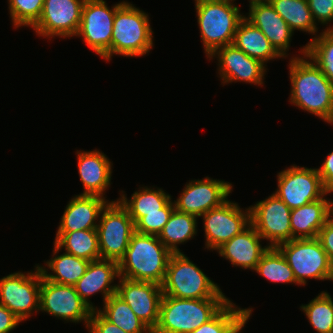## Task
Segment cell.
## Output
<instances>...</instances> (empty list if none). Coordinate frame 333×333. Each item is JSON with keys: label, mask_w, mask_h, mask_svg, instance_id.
<instances>
[{"label": "cell", "mask_w": 333, "mask_h": 333, "mask_svg": "<svg viewBox=\"0 0 333 333\" xmlns=\"http://www.w3.org/2000/svg\"><path fill=\"white\" fill-rule=\"evenodd\" d=\"M269 2L293 32L303 31L314 35V38L318 35L319 28L312 17L307 0H269Z\"/></svg>", "instance_id": "30"}, {"label": "cell", "mask_w": 333, "mask_h": 333, "mask_svg": "<svg viewBox=\"0 0 333 333\" xmlns=\"http://www.w3.org/2000/svg\"><path fill=\"white\" fill-rule=\"evenodd\" d=\"M203 220L205 249L216 250L224 242L241 233L250 224V208L241 209L239 204L225 201L221 206L200 216Z\"/></svg>", "instance_id": "14"}, {"label": "cell", "mask_w": 333, "mask_h": 333, "mask_svg": "<svg viewBox=\"0 0 333 333\" xmlns=\"http://www.w3.org/2000/svg\"><path fill=\"white\" fill-rule=\"evenodd\" d=\"M118 262L110 259H97L90 261L85 274L74 285L81 299L92 310L98 308L91 302L90 296L102 294L104 303L110 296L116 293L117 284L114 280L119 279Z\"/></svg>", "instance_id": "19"}, {"label": "cell", "mask_w": 333, "mask_h": 333, "mask_svg": "<svg viewBox=\"0 0 333 333\" xmlns=\"http://www.w3.org/2000/svg\"><path fill=\"white\" fill-rule=\"evenodd\" d=\"M246 309L230 300L211 320L190 333H223Z\"/></svg>", "instance_id": "36"}, {"label": "cell", "mask_w": 333, "mask_h": 333, "mask_svg": "<svg viewBox=\"0 0 333 333\" xmlns=\"http://www.w3.org/2000/svg\"><path fill=\"white\" fill-rule=\"evenodd\" d=\"M54 244L62 251L87 261L100 259L96 229L56 232Z\"/></svg>", "instance_id": "29"}, {"label": "cell", "mask_w": 333, "mask_h": 333, "mask_svg": "<svg viewBox=\"0 0 333 333\" xmlns=\"http://www.w3.org/2000/svg\"><path fill=\"white\" fill-rule=\"evenodd\" d=\"M250 222L268 246L292 240L291 209L274 193L250 205Z\"/></svg>", "instance_id": "12"}, {"label": "cell", "mask_w": 333, "mask_h": 333, "mask_svg": "<svg viewBox=\"0 0 333 333\" xmlns=\"http://www.w3.org/2000/svg\"><path fill=\"white\" fill-rule=\"evenodd\" d=\"M41 278L42 273L37 264L34 271H18L0 278V304L22 322L31 318L40 309Z\"/></svg>", "instance_id": "10"}, {"label": "cell", "mask_w": 333, "mask_h": 333, "mask_svg": "<svg viewBox=\"0 0 333 333\" xmlns=\"http://www.w3.org/2000/svg\"><path fill=\"white\" fill-rule=\"evenodd\" d=\"M65 322L85 323L87 328L92 309L81 299L74 286L41 278L40 309Z\"/></svg>", "instance_id": "13"}, {"label": "cell", "mask_w": 333, "mask_h": 333, "mask_svg": "<svg viewBox=\"0 0 333 333\" xmlns=\"http://www.w3.org/2000/svg\"><path fill=\"white\" fill-rule=\"evenodd\" d=\"M96 231L101 258L119 262L135 232V224L119 200H111L101 211Z\"/></svg>", "instance_id": "8"}, {"label": "cell", "mask_w": 333, "mask_h": 333, "mask_svg": "<svg viewBox=\"0 0 333 333\" xmlns=\"http://www.w3.org/2000/svg\"><path fill=\"white\" fill-rule=\"evenodd\" d=\"M218 60V74L222 85L232 82H245L258 86L264 85L265 72L268 70L260 60L248 56L233 44L218 48L211 56Z\"/></svg>", "instance_id": "17"}, {"label": "cell", "mask_w": 333, "mask_h": 333, "mask_svg": "<svg viewBox=\"0 0 333 333\" xmlns=\"http://www.w3.org/2000/svg\"><path fill=\"white\" fill-rule=\"evenodd\" d=\"M174 209V202L171 200L160 212L144 213L135 223V232L158 236Z\"/></svg>", "instance_id": "37"}, {"label": "cell", "mask_w": 333, "mask_h": 333, "mask_svg": "<svg viewBox=\"0 0 333 333\" xmlns=\"http://www.w3.org/2000/svg\"><path fill=\"white\" fill-rule=\"evenodd\" d=\"M293 270L299 286L308 279L333 281V264L318 238L292 239L276 246Z\"/></svg>", "instance_id": "7"}, {"label": "cell", "mask_w": 333, "mask_h": 333, "mask_svg": "<svg viewBox=\"0 0 333 333\" xmlns=\"http://www.w3.org/2000/svg\"><path fill=\"white\" fill-rule=\"evenodd\" d=\"M323 198L291 210L292 239L317 238L320 229L333 215V201Z\"/></svg>", "instance_id": "24"}, {"label": "cell", "mask_w": 333, "mask_h": 333, "mask_svg": "<svg viewBox=\"0 0 333 333\" xmlns=\"http://www.w3.org/2000/svg\"><path fill=\"white\" fill-rule=\"evenodd\" d=\"M227 297L180 299L163 295L157 326L152 333H190L211 320L228 302Z\"/></svg>", "instance_id": "3"}, {"label": "cell", "mask_w": 333, "mask_h": 333, "mask_svg": "<svg viewBox=\"0 0 333 333\" xmlns=\"http://www.w3.org/2000/svg\"><path fill=\"white\" fill-rule=\"evenodd\" d=\"M317 238L321 242V245L328 255L329 260L333 264V215L320 229Z\"/></svg>", "instance_id": "40"}, {"label": "cell", "mask_w": 333, "mask_h": 333, "mask_svg": "<svg viewBox=\"0 0 333 333\" xmlns=\"http://www.w3.org/2000/svg\"><path fill=\"white\" fill-rule=\"evenodd\" d=\"M161 288L163 295L180 299L226 297L220 286L183 252L171 255Z\"/></svg>", "instance_id": "6"}, {"label": "cell", "mask_w": 333, "mask_h": 333, "mask_svg": "<svg viewBox=\"0 0 333 333\" xmlns=\"http://www.w3.org/2000/svg\"><path fill=\"white\" fill-rule=\"evenodd\" d=\"M197 23L204 53L208 58L218 48L231 45L244 13L235 3L195 0Z\"/></svg>", "instance_id": "5"}, {"label": "cell", "mask_w": 333, "mask_h": 333, "mask_svg": "<svg viewBox=\"0 0 333 333\" xmlns=\"http://www.w3.org/2000/svg\"><path fill=\"white\" fill-rule=\"evenodd\" d=\"M254 272L272 283L299 285L294 277L293 270L276 247H269L257 263Z\"/></svg>", "instance_id": "32"}, {"label": "cell", "mask_w": 333, "mask_h": 333, "mask_svg": "<svg viewBox=\"0 0 333 333\" xmlns=\"http://www.w3.org/2000/svg\"><path fill=\"white\" fill-rule=\"evenodd\" d=\"M232 44L248 56L260 60L264 65L273 59H284L261 30L245 17L239 22Z\"/></svg>", "instance_id": "26"}, {"label": "cell", "mask_w": 333, "mask_h": 333, "mask_svg": "<svg viewBox=\"0 0 333 333\" xmlns=\"http://www.w3.org/2000/svg\"><path fill=\"white\" fill-rule=\"evenodd\" d=\"M153 34L149 15L125 1L113 21L111 60L113 55L133 58L148 54L154 47Z\"/></svg>", "instance_id": "4"}, {"label": "cell", "mask_w": 333, "mask_h": 333, "mask_svg": "<svg viewBox=\"0 0 333 333\" xmlns=\"http://www.w3.org/2000/svg\"><path fill=\"white\" fill-rule=\"evenodd\" d=\"M22 321L6 306L0 304V333H10Z\"/></svg>", "instance_id": "42"}, {"label": "cell", "mask_w": 333, "mask_h": 333, "mask_svg": "<svg viewBox=\"0 0 333 333\" xmlns=\"http://www.w3.org/2000/svg\"><path fill=\"white\" fill-rule=\"evenodd\" d=\"M116 294L130 306L136 316L152 331L155 329L163 297L160 285L120 277L117 282Z\"/></svg>", "instance_id": "18"}, {"label": "cell", "mask_w": 333, "mask_h": 333, "mask_svg": "<svg viewBox=\"0 0 333 333\" xmlns=\"http://www.w3.org/2000/svg\"><path fill=\"white\" fill-rule=\"evenodd\" d=\"M248 15V16H247ZM245 18L259 28L275 50L283 57H288L294 32L285 20L276 12L269 1L249 4Z\"/></svg>", "instance_id": "20"}, {"label": "cell", "mask_w": 333, "mask_h": 333, "mask_svg": "<svg viewBox=\"0 0 333 333\" xmlns=\"http://www.w3.org/2000/svg\"><path fill=\"white\" fill-rule=\"evenodd\" d=\"M263 1H269V0H249V4L253 2H263Z\"/></svg>", "instance_id": "44"}, {"label": "cell", "mask_w": 333, "mask_h": 333, "mask_svg": "<svg viewBox=\"0 0 333 333\" xmlns=\"http://www.w3.org/2000/svg\"><path fill=\"white\" fill-rule=\"evenodd\" d=\"M211 1H224V2H230V3H234L235 0H211Z\"/></svg>", "instance_id": "45"}, {"label": "cell", "mask_w": 333, "mask_h": 333, "mask_svg": "<svg viewBox=\"0 0 333 333\" xmlns=\"http://www.w3.org/2000/svg\"><path fill=\"white\" fill-rule=\"evenodd\" d=\"M306 55L333 84V30H322L306 43Z\"/></svg>", "instance_id": "34"}, {"label": "cell", "mask_w": 333, "mask_h": 333, "mask_svg": "<svg viewBox=\"0 0 333 333\" xmlns=\"http://www.w3.org/2000/svg\"><path fill=\"white\" fill-rule=\"evenodd\" d=\"M309 9L312 13V17L318 25H326L327 27L324 30H333V0H307ZM329 26V27H328Z\"/></svg>", "instance_id": "38"}, {"label": "cell", "mask_w": 333, "mask_h": 333, "mask_svg": "<svg viewBox=\"0 0 333 333\" xmlns=\"http://www.w3.org/2000/svg\"><path fill=\"white\" fill-rule=\"evenodd\" d=\"M85 0H44L39 20L31 27L36 35L71 38L78 33Z\"/></svg>", "instance_id": "15"}, {"label": "cell", "mask_w": 333, "mask_h": 333, "mask_svg": "<svg viewBox=\"0 0 333 333\" xmlns=\"http://www.w3.org/2000/svg\"><path fill=\"white\" fill-rule=\"evenodd\" d=\"M89 333H127L108 321L98 310H93L88 322Z\"/></svg>", "instance_id": "39"}, {"label": "cell", "mask_w": 333, "mask_h": 333, "mask_svg": "<svg viewBox=\"0 0 333 333\" xmlns=\"http://www.w3.org/2000/svg\"><path fill=\"white\" fill-rule=\"evenodd\" d=\"M317 170L326 191L330 194L333 193V151L328 153V156Z\"/></svg>", "instance_id": "41"}, {"label": "cell", "mask_w": 333, "mask_h": 333, "mask_svg": "<svg viewBox=\"0 0 333 333\" xmlns=\"http://www.w3.org/2000/svg\"><path fill=\"white\" fill-rule=\"evenodd\" d=\"M300 310L317 333H333V298L330 293L321 291L308 304H302Z\"/></svg>", "instance_id": "33"}, {"label": "cell", "mask_w": 333, "mask_h": 333, "mask_svg": "<svg viewBox=\"0 0 333 333\" xmlns=\"http://www.w3.org/2000/svg\"><path fill=\"white\" fill-rule=\"evenodd\" d=\"M264 240L250 224L241 233L224 242L215 251L219 256L231 262L234 267L254 271L262 255L270 246H262Z\"/></svg>", "instance_id": "22"}, {"label": "cell", "mask_w": 333, "mask_h": 333, "mask_svg": "<svg viewBox=\"0 0 333 333\" xmlns=\"http://www.w3.org/2000/svg\"><path fill=\"white\" fill-rule=\"evenodd\" d=\"M59 251L61 252L54 244L52 257L44 262L45 266L40 264H37V266L45 279L59 284L74 286L85 274L90 261L78 258L66 252L60 255ZM49 270L52 272L48 273Z\"/></svg>", "instance_id": "25"}, {"label": "cell", "mask_w": 333, "mask_h": 333, "mask_svg": "<svg viewBox=\"0 0 333 333\" xmlns=\"http://www.w3.org/2000/svg\"><path fill=\"white\" fill-rule=\"evenodd\" d=\"M109 202L106 198L94 195L73 196L60 218L57 232H74L96 229L102 209Z\"/></svg>", "instance_id": "23"}, {"label": "cell", "mask_w": 333, "mask_h": 333, "mask_svg": "<svg viewBox=\"0 0 333 333\" xmlns=\"http://www.w3.org/2000/svg\"><path fill=\"white\" fill-rule=\"evenodd\" d=\"M233 191L232 183L205 177L189 180L181 194L173 200L175 209L197 216L221 206Z\"/></svg>", "instance_id": "16"}, {"label": "cell", "mask_w": 333, "mask_h": 333, "mask_svg": "<svg viewBox=\"0 0 333 333\" xmlns=\"http://www.w3.org/2000/svg\"><path fill=\"white\" fill-rule=\"evenodd\" d=\"M79 179L83 184L81 195H94L102 198L111 185L112 165L107 155L100 150H77Z\"/></svg>", "instance_id": "21"}, {"label": "cell", "mask_w": 333, "mask_h": 333, "mask_svg": "<svg viewBox=\"0 0 333 333\" xmlns=\"http://www.w3.org/2000/svg\"><path fill=\"white\" fill-rule=\"evenodd\" d=\"M252 308H247L223 333H241L252 315Z\"/></svg>", "instance_id": "43"}, {"label": "cell", "mask_w": 333, "mask_h": 333, "mask_svg": "<svg viewBox=\"0 0 333 333\" xmlns=\"http://www.w3.org/2000/svg\"><path fill=\"white\" fill-rule=\"evenodd\" d=\"M125 1L108 7L105 0H85L81 23L75 37L106 61L111 60L112 28L116 10Z\"/></svg>", "instance_id": "9"}, {"label": "cell", "mask_w": 333, "mask_h": 333, "mask_svg": "<svg viewBox=\"0 0 333 333\" xmlns=\"http://www.w3.org/2000/svg\"><path fill=\"white\" fill-rule=\"evenodd\" d=\"M195 215L173 210L168 222L158 235V239L172 253H181L178 245L185 244L197 234V220Z\"/></svg>", "instance_id": "28"}, {"label": "cell", "mask_w": 333, "mask_h": 333, "mask_svg": "<svg viewBox=\"0 0 333 333\" xmlns=\"http://www.w3.org/2000/svg\"><path fill=\"white\" fill-rule=\"evenodd\" d=\"M98 311L111 323L127 333H152V330L140 320L130 306L116 293L110 296Z\"/></svg>", "instance_id": "31"}, {"label": "cell", "mask_w": 333, "mask_h": 333, "mask_svg": "<svg viewBox=\"0 0 333 333\" xmlns=\"http://www.w3.org/2000/svg\"><path fill=\"white\" fill-rule=\"evenodd\" d=\"M299 52L302 56H290L289 60V102L332 125L333 84L306 55V46Z\"/></svg>", "instance_id": "1"}, {"label": "cell", "mask_w": 333, "mask_h": 333, "mask_svg": "<svg viewBox=\"0 0 333 333\" xmlns=\"http://www.w3.org/2000/svg\"><path fill=\"white\" fill-rule=\"evenodd\" d=\"M277 183L273 193L291 210L321 199L328 193L317 168L293 164L278 172Z\"/></svg>", "instance_id": "11"}, {"label": "cell", "mask_w": 333, "mask_h": 333, "mask_svg": "<svg viewBox=\"0 0 333 333\" xmlns=\"http://www.w3.org/2000/svg\"><path fill=\"white\" fill-rule=\"evenodd\" d=\"M172 254L158 236L134 232L124 256L118 262L119 275L161 286Z\"/></svg>", "instance_id": "2"}, {"label": "cell", "mask_w": 333, "mask_h": 333, "mask_svg": "<svg viewBox=\"0 0 333 333\" xmlns=\"http://www.w3.org/2000/svg\"><path fill=\"white\" fill-rule=\"evenodd\" d=\"M12 26L30 28L39 20L44 0H7Z\"/></svg>", "instance_id": "35"}, {"label": "cell", "mask_w": 333, "mask_h": 333, "mask_svg": "<svg viewBox=\"0 0 333 333\" xmlns=\"http://www.w3.org/2000/svg\"><path fill=\"white\" fill-rule=\"evenodd\" d=\"M119 202L127 209L134 224L144 216V213L160 212L171 200L172 196L159 187H140L128 200L125 191H120Z\"/></svg>", "instance_id": "27"}]
</instances>
